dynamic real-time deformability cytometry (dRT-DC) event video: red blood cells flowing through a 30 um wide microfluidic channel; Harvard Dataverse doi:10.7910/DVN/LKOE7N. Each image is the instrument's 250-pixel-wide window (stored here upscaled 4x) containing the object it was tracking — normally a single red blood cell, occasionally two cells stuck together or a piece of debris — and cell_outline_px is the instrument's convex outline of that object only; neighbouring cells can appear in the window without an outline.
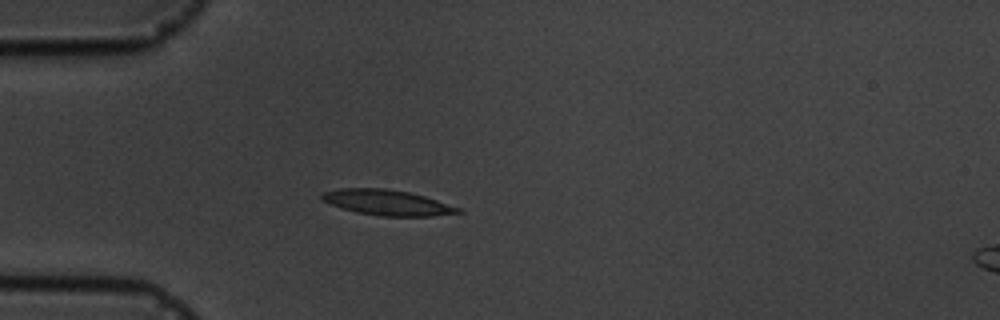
{"species": "common noctule bat (a hibernating species)", "species_latin": "Nyctalus noctula", "temperature_condition": "cold", "stored_images_in_passage": 7, "camera_frame_rate_fps": 3000, "um_per_image_px": 0.085, "animal": {"sex": "male", "body_mass_g": 19.5, "forearm_length_mm": 54.6}, "frame": {"image": 1, "passage_image": 5, "time_ms": 4.667, "image_size_px": [1000, 320], "cell_outline_px": [[464, 212], [432, 216], [380, 216], [356, 212], [320, 200], [320, 196], [324, 192], [340, 188], [384, 188], [408, 192], [424, 196], [460, 208]], "centroid_in_image_um": [32.9, 17.21], "position_along_channel_um": 52.1, "area_um2": 20.0}}
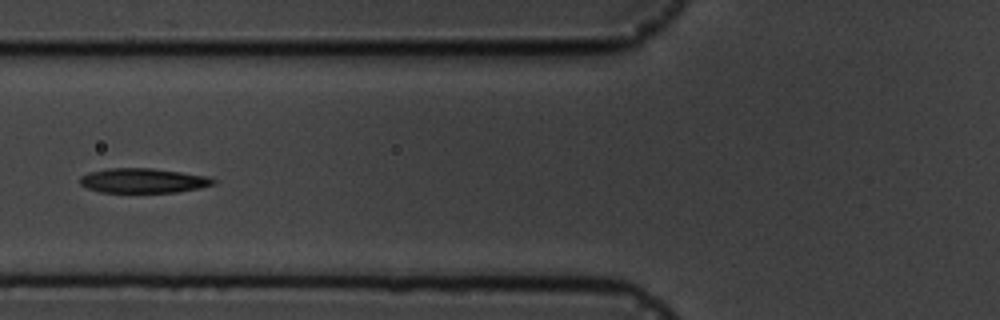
{"frame": {"image": 2, "passage_image": 7, "time_ms": 6.667, "image_size_px": [1000, 320], "cell_outline_px": [[216, 184], [200, 188], [176, 192], [100, 192], [88, 188], [80, 184], [80, 176], [88, 172], [108, 168], [152, 168], [208, 176], [216, 180]], "centroid_in_image_um": [12.17, 15.35], "position_along_channel_um": 113.6, "area_um2": 19.19}}